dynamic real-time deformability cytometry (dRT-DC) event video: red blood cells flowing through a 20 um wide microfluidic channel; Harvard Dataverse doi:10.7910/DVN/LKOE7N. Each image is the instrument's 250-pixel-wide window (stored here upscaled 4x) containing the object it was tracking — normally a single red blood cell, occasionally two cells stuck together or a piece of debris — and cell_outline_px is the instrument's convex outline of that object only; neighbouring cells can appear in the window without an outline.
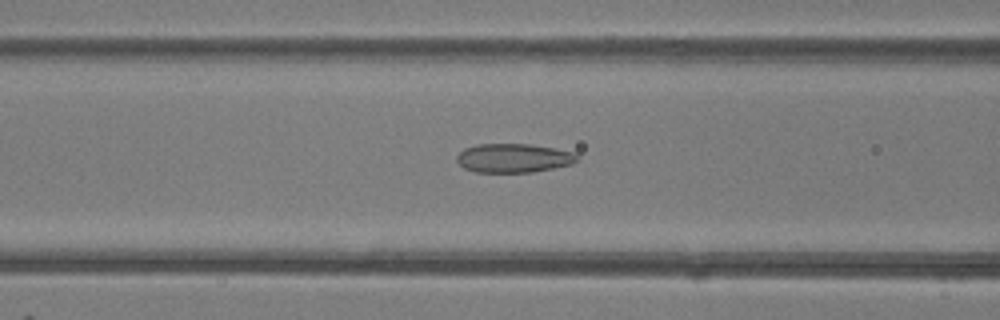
{"species": "common noctule bat (a hibernating species)", "species_latin": "Nyctalus noctula", "temperature_condition": "room temperature", "stored_images_in_passage": 49, "camera_frame_rate_fps": 3000, "um_per_image_px": 0.085, "animal": {"sex": "female"}, "frame": {"image": 1, "passage_image": 20, "time_ms": 6.333, "image_size_px": [1000, 320], "cell_outline_px": [[576, 160], [572, 164], [532, 172], [476, 172], [464, 168], [456, 160], [456, 156], [464, 148], [476, 144], [528, 144], [576, 152]], "centroid_in_image_um": [43.62, 13.43], "position_along_channel_um": 123.0, "area_um2": 20.17}}
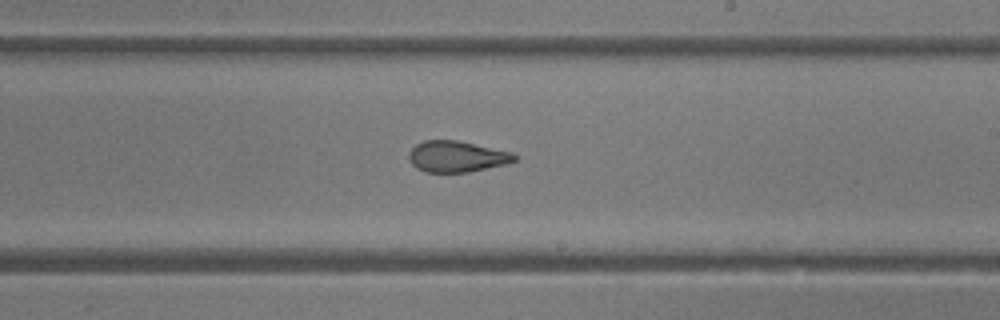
{"frame": {"image": 2, "passage_image": 29, "time_ms": 9.333, "image_size_px": [1000, 320], "cell_outline_px": [[516, 160], [504, 164], [468, 172], [424, 172], [416, 168], [412, 164], [408, 156], [408, 152], [416, 144], [424, 140], [456, 140], [512, 152], [516, 156]], "centroid_in_image_um": [38.78, 13.3], "position_along_channel_um": 250.2, "area_um2": 19.02}}
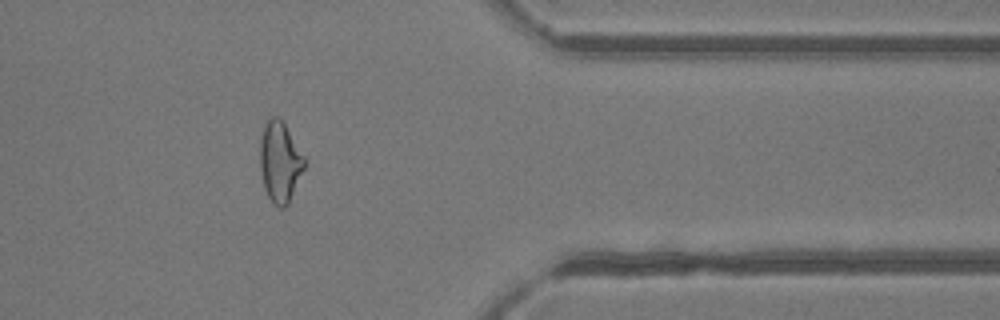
{"frame": {"image": 3, "passage_image": 40, "time_ms": 13.0, "image_size_px": [1000, 320], "cell_outline_px": [[304, 168], [288, 204], [284, 208], [280, 208], [268, 196], [264, 188], [260, 172], [260, 136], [264, 124], [272, 116], [276, 116], [284, 124], [304, 156]], "centroid_in_image_um": [23.76, 13.76], "position_along_channel_um": 387.6, "area_um2": 20.52}, "authors_computed_cell_mechanics": {"area_um2": 21.964, "velocity_mm_per_s": 4.2357, "shape_relaxation_time_tau1_ms": null, "shape_relaxation_time_tau2_ms": 1.5931, "deformation_change_tau1": null, "deformation_change_tau2": 0.0852}}